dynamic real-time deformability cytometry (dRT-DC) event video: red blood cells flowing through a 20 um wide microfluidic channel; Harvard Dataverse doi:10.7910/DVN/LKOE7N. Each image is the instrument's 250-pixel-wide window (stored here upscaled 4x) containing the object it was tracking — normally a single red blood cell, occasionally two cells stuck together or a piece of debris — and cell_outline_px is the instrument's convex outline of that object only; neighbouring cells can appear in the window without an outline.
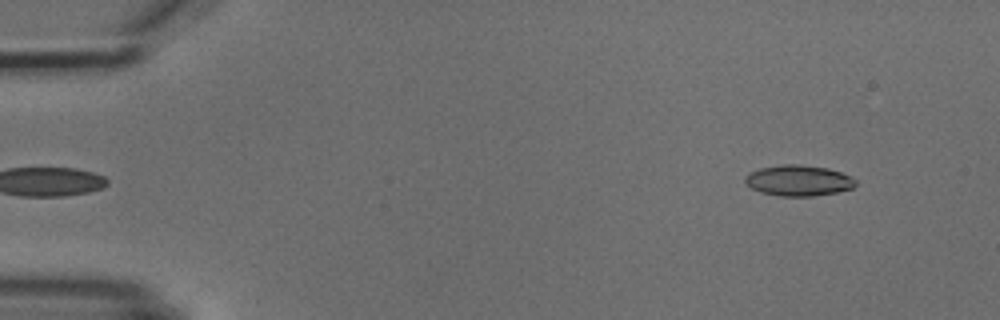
{"species": "common noctule bat (a hibernating species)", "species_latin": "Nyctalus noctula", "temperature_condition": "cold", "stored_images_in_passage": 6, "segment_of_instrument_passage": [2, 2], "camera_frame_rate_fps": 3000, "um_per_image_px": 0.085, "animal": {"sex": "male", "body_mass_g": 18.8}, "frame": {"image": 1, "passage_image": 6, "time_ms": 6.0, "image_size_px": [1000, 320], "cell_outline_px": [[856, 184], [852, 188], [836, 192], [812, 196], [780, 196], [760, 192], [744, 184], [744, 176], [748, 172], [760, 168], [780, 164], [800, 164], [828, 168], [840, 172], [856, 180]], "centroid_in_image_um": [67.81, 15.33], "position_along_channel_um": 17.2, "area_um2": 19.94}}